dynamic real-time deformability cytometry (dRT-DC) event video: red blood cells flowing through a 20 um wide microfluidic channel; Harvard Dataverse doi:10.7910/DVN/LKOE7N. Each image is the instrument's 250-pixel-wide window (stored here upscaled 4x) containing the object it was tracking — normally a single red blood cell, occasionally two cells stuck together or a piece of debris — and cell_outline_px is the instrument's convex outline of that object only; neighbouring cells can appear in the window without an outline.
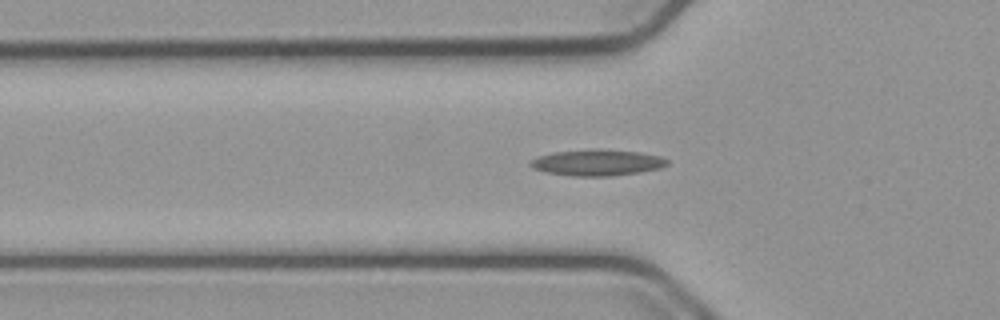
{"species": "common noctule bat (a hibernating species)", "species_latin": "Nyctalus noctula", "temperature_condition": "cold", "stored_images_in_passage": 55, "camera_frame_rate_fps": 3000, "um_per_image_px": 0.085, "animal": {"sex": "male", "body_mass_g": 23.1, "forearm_length_mm": 52.7}, "frame": {"image": 1, "passage_image": 18, "time_ms": 5.667, "image_size_px": [1000, 320], "cell_outline_px": [[668, 164], [660, 168], [640, 172], [612, 176], [572, 176], [544, 172], [532, 168], [528, 164], [532, 160], [540, 156], [552, 152], [592, 148], [600, 148], [640, 152], [660, 156], [668, 160]], "centroid_in_image_um": [50.75, 13.81], "position_along_channel_um": 75.0, "area_um2": 21.15}}
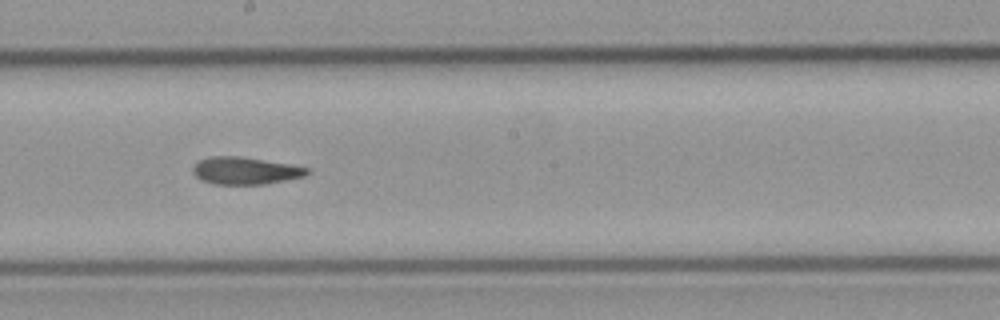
{"frame": {"image": 2, "passage_image": 30, "time_ms": 9.667, "image_size_px": [1000, 320], "cell_outline_px": [[312, 172], [304, 176], [264, 184], [216, 184], [200, 180], [192, 172], [192, 168], [200, 160], [212, 156], [236, 156], [288, 164], [308, 168]], "centroid_in_image_um": [20.83, 14.52], "position_along_channel_um": 227.4, "area_um2": 17.86}}
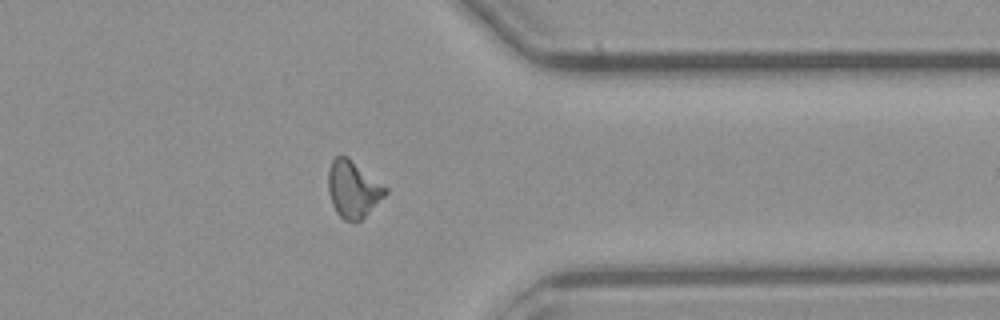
{"frame": {"image": 3, "passage_image": 43, "time_ms": 14.0, "image_size_px": [1000, 320], "cell_outline_px": [[388, 192], [356, 224], [344, 220], [336, 212], [332, 204], [328, 192], [328, 168], [332, 160], [336, 156], [348, 156], [388, 188]], "centroid_in_image_um": [29.99, 16.08], "position_along_channel_um": 381.4, "area_um2": 19.02}, "authors_computed_cell_mechanics": {"area_um2": 18.3804, "velocity_mm_per_s": 3.769, "shape_relaxation_time_tau1_ms": null, "shape_relaxation_time_tau2_ms": 5.1127, "deformation_change_tau1": null, "deformation_change_tau2": 0.1368}}